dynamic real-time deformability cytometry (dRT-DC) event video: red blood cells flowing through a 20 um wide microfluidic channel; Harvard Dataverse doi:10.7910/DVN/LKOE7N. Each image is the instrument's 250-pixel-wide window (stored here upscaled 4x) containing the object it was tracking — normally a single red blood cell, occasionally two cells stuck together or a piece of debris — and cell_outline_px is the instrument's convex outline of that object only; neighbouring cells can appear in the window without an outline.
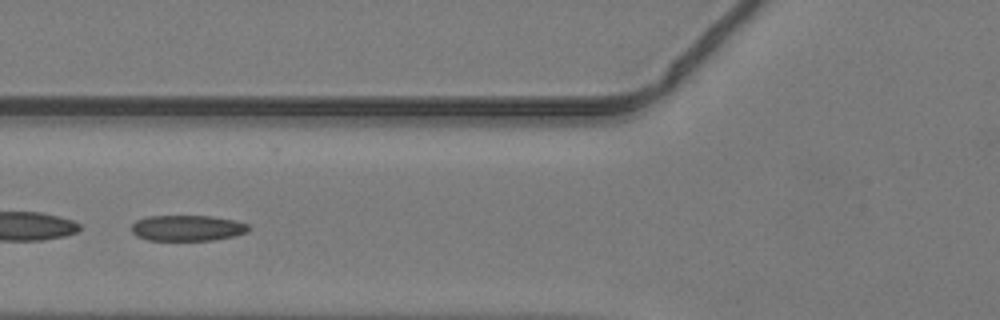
{"species": "common noctule bat (a hibernating species)", "species_latin": "Nyctalus noctula", "temperature_condition": "warm", "stored_images_in_passage": 41, "camera_frame_rate_fps": 3000, "um_per_image_px": 0.085, "animal": {"sex": "male", "body_mass_g": 19.2, "forearm_length_mm": 51.8}, "frame": {"image": 1, "passage_image": 13, "time_ms": 4.0, "image_size_px": [1000, 320], "cell_outline_px": [[252, 228], [248, 232], [236, 236], [212, 240], [148, 240], [136, 236], [132, 232], [132, 224], [136, 220], [148, 216], [212, 216], [236, 220], [248, 224]], "centroid_in_image_um": [15.97, 19.38], "position_along_channel_um": 109.8, "area_um2": 17.8}}
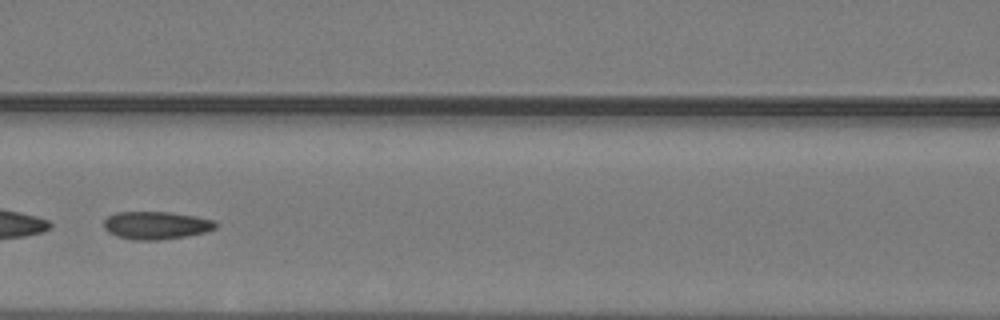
{"frame": {"image": 2, "passage_image": 16, "time_ms": 5.0, "image_size_px": [1000, 320], "cell_outline_px": [[220, 224], [216, 228], [204, 232], [184, 236], [160, 240], [136, 240], [116, 236], [108, 232], [104, 228], [104, 220], [108, 216], [116, 212], [168, 212], [196, 216], [216, 220]], "centroid_in_image_um": [13.29, 19.15], "position_along_channel_um": 153.3, "area_um2": 18.21}}